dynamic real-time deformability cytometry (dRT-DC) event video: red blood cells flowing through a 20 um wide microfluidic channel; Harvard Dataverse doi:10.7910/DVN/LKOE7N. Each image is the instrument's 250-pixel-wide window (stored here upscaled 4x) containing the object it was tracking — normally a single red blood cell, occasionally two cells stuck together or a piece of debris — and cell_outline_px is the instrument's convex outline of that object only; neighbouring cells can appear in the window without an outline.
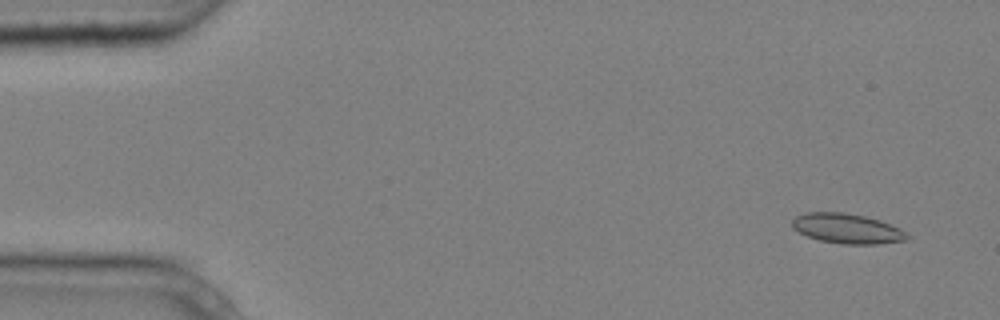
{"species": "common noctule bat (a hibernating species)", "species_latin": "Nyctalus noctula", "temperature_condition": "cold", "stored_images_in_passage": 5, "camera_frame_rate_fps": 3000, "um_per_image_px": 0.085, "animal": {"sex": "male", "body_mass_g": 20.4}, "frame": {"image": 1, "passage_image": 2, "time_ms": 0.333, "image_size_px": [1000, 320], "cell_outline_px": [[908, 240], [876, 244], [840, 244], [820, 240], [808, 236], [792, 228], [792, 220], [796, 216], [808, 212], [844, 212], [864, 216], [880, 220], [900, 228], [908, 236]], "centroid_in_image_um": [72.0, 19.42], "position_along_channel_um": 13.0, "area_um2": 19.94}}
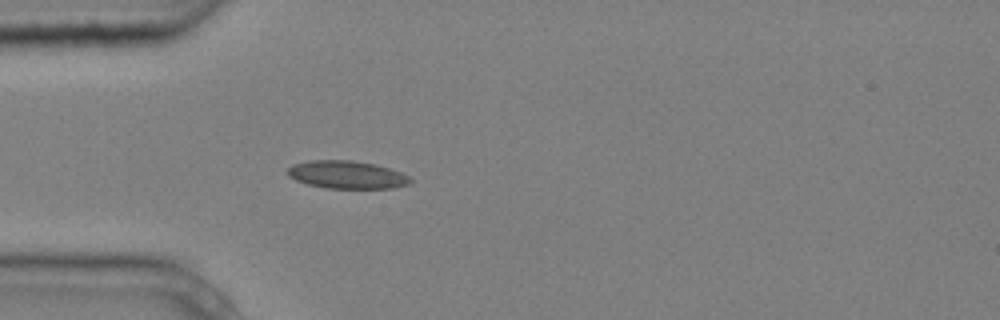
{"frame": {"image": 2, "passage_image": 5, "time_ms": 1.333, "image_size_px": [1000, 320], "cell_outline_px": [[412, 180], [408, 184], [396, 188], [328, 188], [308, 184], [296, 180], [288, 176], [284, 172], [292, 164], [312, 160], [352, 160], [376, 164], [400, 172], [408, 176]], "centroid_in_image_um": [29.45, 14.84], "position_along_channel_um": 55.5, "area_um2": 19.94}}